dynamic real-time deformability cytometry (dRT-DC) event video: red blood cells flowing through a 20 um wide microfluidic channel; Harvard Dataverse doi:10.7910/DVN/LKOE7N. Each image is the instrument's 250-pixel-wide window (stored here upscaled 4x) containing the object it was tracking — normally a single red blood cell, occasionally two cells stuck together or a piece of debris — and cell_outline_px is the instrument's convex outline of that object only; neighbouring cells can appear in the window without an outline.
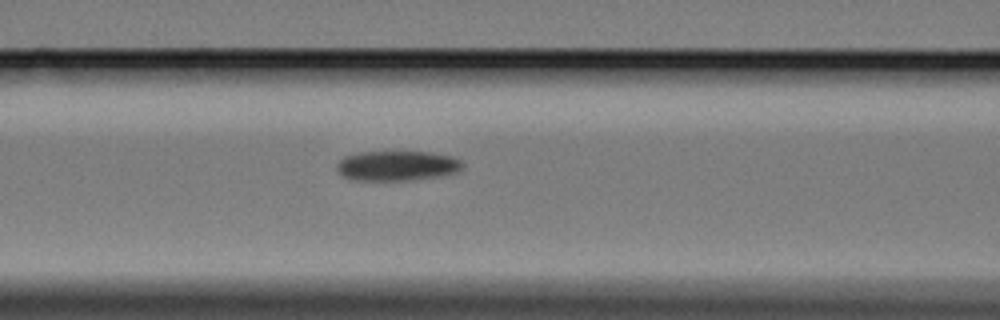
{"species": "Egyptian fruit bat (a non-hibernating species)", "species_latin": "Rousettus aegyptiacus", "temperature_condition": "cold", "stored_images_in_passage": 5, "camera_frame_rate_fps": 3000, "um_per_image_px": 0.085, "animal": {"sex": "female"}, "frame": {"image": 1, "passage_image": 5, "time_ms": 6.0, "image_size_px": [1000, 320], "cell_outline_px": [[464, 164], [456, 172], [440, 176], [408, 180], [356, 180], [344, 176], [336, 168], [336, 164], [344, 156], [360, 152], [432, 152], [452, 156], [460, 160]], "centroid_in_image_um": [33.75, 14.08], "position_along_channel_um": 132.8, "area_um2": 21.79}}